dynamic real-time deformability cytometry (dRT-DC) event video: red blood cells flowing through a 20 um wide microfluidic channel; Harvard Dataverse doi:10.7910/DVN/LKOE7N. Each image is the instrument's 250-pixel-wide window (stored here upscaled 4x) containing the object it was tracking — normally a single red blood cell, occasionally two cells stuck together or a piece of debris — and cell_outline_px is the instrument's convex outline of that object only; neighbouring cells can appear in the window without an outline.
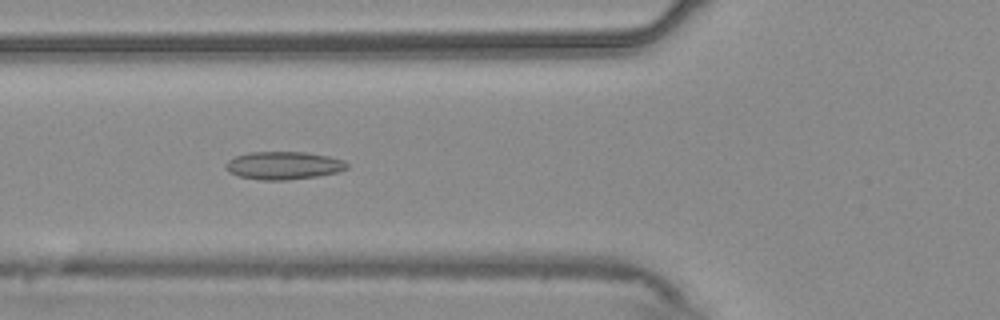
{"species": "common noctule bat (a hibernating species)", "species_latin": "Nyctalus noctula", "temperature_condition": "warm", "stored_images_in_passage": 55, "camera_frame_rate_fps": 3000, "um_per_image_px": 0.085, "animal": {"sex": "male", "body_mass_g": 20.4}, "frame": {"image": 1, "passage_image": 21, "time_ms": 6.667, "image_size_px": [1000, 320], "cell_outline_px": [[348, 168], [336, 172], [316, 176], [288, 180], [260, 180], [240, 176], [228, 172], [224, 168], [224, 164], [228, 160], [236, 156], [248, 152], [304, 152], [328, 156], [344, 160], [348, 164]], "centroid_in_image_um": [24.06, 14.06], "position_along_channel_um": 101.7, "area_um2": 19.71}}
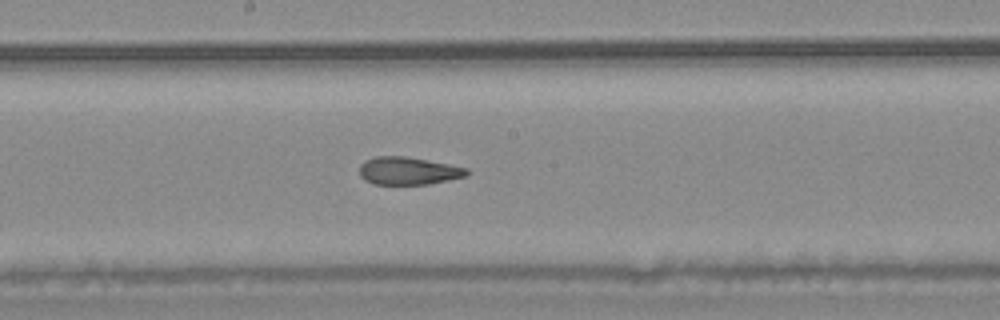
{"frame": {"image": 2, "passage_image": 30, "time_ms": 9.667, "image_size_px": [1000, 320], "cell_outline_px": [[468, 172], [464, 176], [448, 180], [428, 184], [372, 184], [364, 180], [360, 176], [360, 164], [364, 160], [376, 156], [404, 156], [428, 160], [468, 168]], "centroid_in_image_um": [34.65, 14.52], "position_along_channel_um": 213.5, "area_um2": 17.28}}
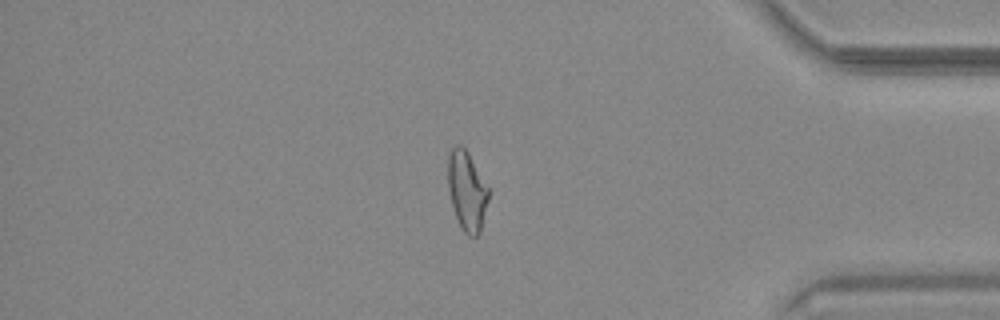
{"frame": {"image": 3, "passage_image": 47, "time_ms": 15.333, "image_size_px": [1000, 320], "cell_outline_px": [[488, 200], [480, 232], [476, 236], [468, 236], [460, 228], [452, 204], [448, 188], [448, 156], [452, 148], [456, 144], [460, 144], [468, 152], [488, 188]], "centroid_in_image_um": [39.67, 16.23], "position_along_channel_um": 395.5, "area_um2": 18.55}, "authors_computed_cell_mechanics": {"area_um2": 19.7098, "velocity_mm_per_s": 3.7182, "shape_relaxation_time_tau1_ms": null, "shape_relaxation_time_tau2_ms": 2.3132, "deformation_change_tau1": null, "deformation_change_tau2": 0.1041}}